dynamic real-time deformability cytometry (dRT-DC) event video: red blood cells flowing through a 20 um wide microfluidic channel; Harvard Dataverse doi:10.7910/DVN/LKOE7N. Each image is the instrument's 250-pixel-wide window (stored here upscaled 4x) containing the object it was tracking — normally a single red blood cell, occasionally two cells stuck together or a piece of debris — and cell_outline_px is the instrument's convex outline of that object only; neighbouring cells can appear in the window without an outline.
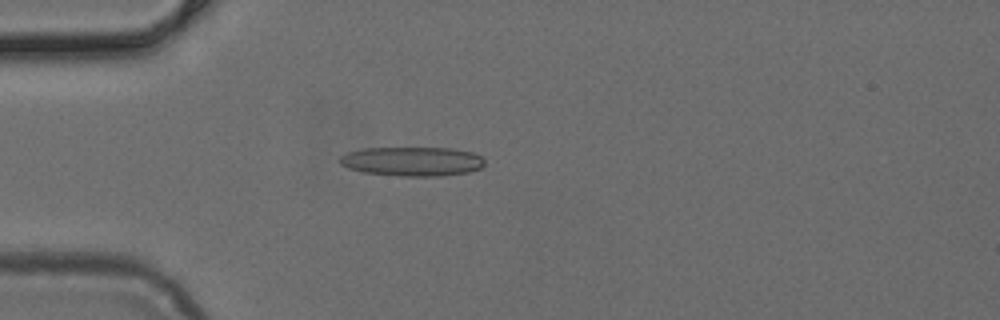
{"species": "common noctule bat (a hibernating species)", "species_latin": "Nyctalus noctula", "temperature_condition": "cold", "stored_images_in_passage": 40, "camera_frame_rate_fps": 3000, "um_per_image_px": 0.085, "animal": {"sex": "female", "body_mass_g": 24.6, "forearm_length_mm": 56.2}, "frame": {"image": 1, "passage_image": 5, "time_ms": 1.333, "image_size_px": [1000, 320], "cell_outline_px": [[484, 164], [480, 168], [468, 172], [440, 176], [400, 176], [364, 172], [348, 168], [340, 164], [336, 160], [340, 156], [348, 152], [364, 148], [452, 148], [472, 152], [480, 156], [484, 160]], "centroid_in_image_um": [35.01, 13.71], "position_along_channel_um": 50.0, "area_um2": 24.74}}
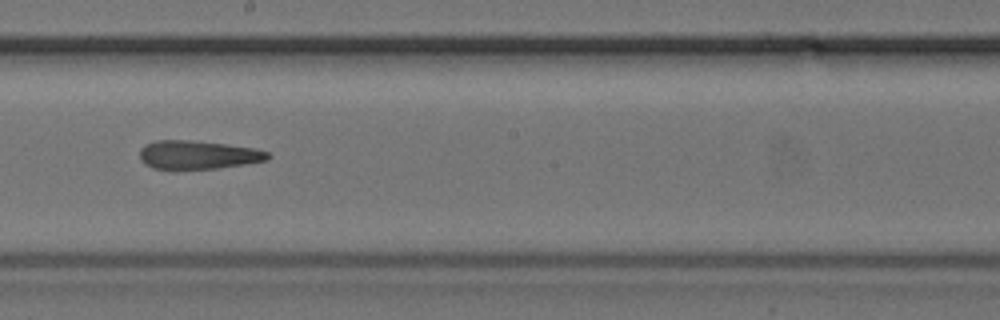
{"frame": {"image": 2, "passage_image": 19, "time_ms": 6.0, "image_size_px": [1000, 320], "cell_outline_px": [[272, 156], [268, 160], [244, 164], [216, 168], [176, 172], [152, 168], [144, 164], [140, 160], [140, 148], [144, 144], [156, 140], [192, 140], [256, 148], [268, 152]], "centroid_in_image_um": [16.76, 13.2], "position_along_channel_um": 231.4, "area_um2": 22.14}}
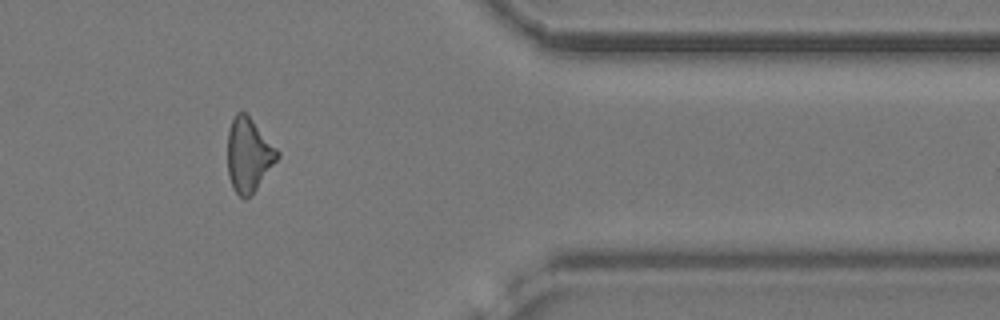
{"frame": {"image": 3, "passage_image": 32, "time_ms": 10.333, "image_size_px": [1000, 320], "cell_outline_px": [[280, 156], [256, 188], [244, 200], [232, 188], [228, 172], [228, 132], [232, 120], [236, 112], [244, 112], [252, 120], [280, 152]], "centroid_in_image_um": [21.13, 13.17], "position_along_channel_um": 390.3, "area_um2": 20.98}}